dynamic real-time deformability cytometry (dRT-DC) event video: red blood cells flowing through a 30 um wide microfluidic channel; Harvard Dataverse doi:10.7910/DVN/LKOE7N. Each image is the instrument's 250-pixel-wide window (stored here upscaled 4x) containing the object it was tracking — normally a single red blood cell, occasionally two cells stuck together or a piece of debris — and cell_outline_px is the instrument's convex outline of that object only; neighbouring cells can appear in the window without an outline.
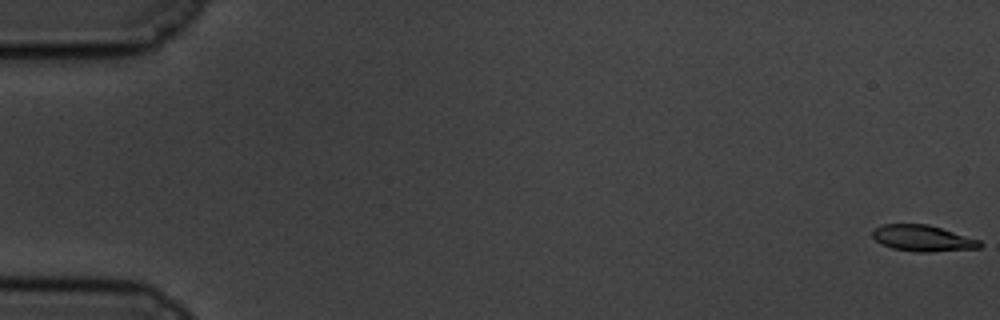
{"species": "common noctule bat (a hibernating species)", "species_latin": "Nyctalus noctula", "temperature_condition": "cold", "stored_images_in_passage": 60, "camera_frame_rate_fps": 3000, "um_per_image_px": 0.085, "animal": {"sex": "male", "body_mass_g": 19.5, "forearm_length_mm": 54.6}, "frame": {"image": 1, "passage_image": 1, "time_ms": 0.0, "image_size_px": [1000, 320], "cell_outline_px": [[984, 244], [980, 248], [928, 252], [916, 252], [892, 248], [880, 244], [872, 236], [872, 232], [880, 224], [928, 224], [980, 240]], "centroid_in_image_um": [78.43, 20.25], "position_along_channel_um": 6.6, "area_um2": 16.42}}
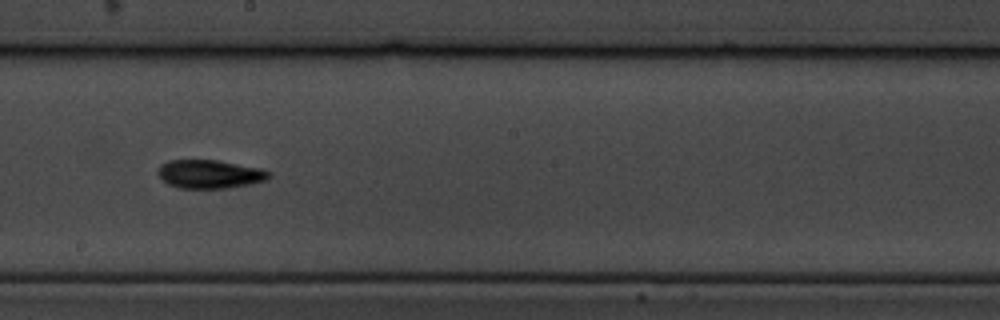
{"frame": {"image": 2, "passage_image": 34, "time_ms": 11.0, "image_size_px": [1000, 320], "cell_outline_px": [[272, 176], [268, 180], [228, 188], [180, 188], [168, 184], [156, 172], [160, 164], [168, 160], [216, 160], [260, 168], [272, 172]], "centroid_in_image_um": [17.84, 14.79], "position_along_channel_um": 230.4, "area_um2": 18.5}}
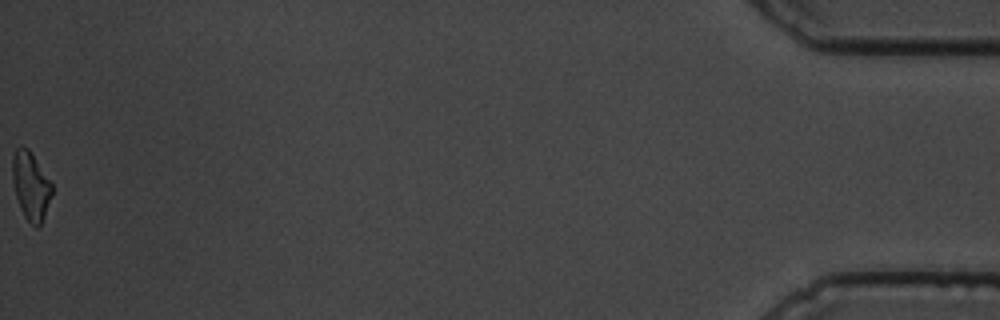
{"frame": {"image": 3, "passage_image": 60, "time_ms": 19.667, "image_size_px": [1000, 320], "cell_outline_px": [[52, 196], [44, 216], [40, 224], [36, 228], [24, 216], [20, 208], [16, 196], [12, 180], [12, 156], [16, 148], [20, 144], [28, 148], [52, 184]], "centroid_in_image_um": [2.6, 15.77], "position_along_channel_um": 432.6, "area_um2": 15.61}, "authors_computed_cell_mechanics": {"area_um2": 17.34, "velocity_mm_per_s": 3.4369, "shape_relaxation_time_tau1_ms": 2.8825, "shape_relaxation_time_tau2_ms": 5.616, "deformation_change_tau1": 0.1652, "deformation_change_tau2": 0.1341}}